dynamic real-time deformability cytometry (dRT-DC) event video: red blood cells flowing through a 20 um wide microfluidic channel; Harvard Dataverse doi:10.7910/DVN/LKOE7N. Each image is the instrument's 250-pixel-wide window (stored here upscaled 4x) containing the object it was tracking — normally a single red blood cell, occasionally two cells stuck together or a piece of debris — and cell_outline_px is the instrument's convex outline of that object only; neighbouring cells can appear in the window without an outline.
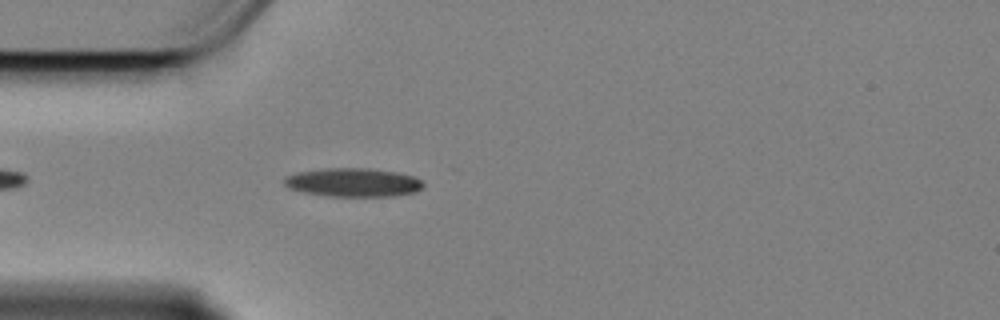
{"species": "Egyptian fruit bat (a non-hibernating species)", "species_latin": "Rousettus aegyptiacus", "temperature_condition": "cold", "stored_images_in_passage": 7, "camera_frame_rate_fps": 3000, "um_per_image_px": 0.085, "animal": {"sex": "female"}, "frame": {"image": 1, "passage_image": 5, "time_ms": 1.333, "image_size_px": [1000, 320], "cell_outline_px": [[424, 188], [416, 192], [392, 196], [332, 196], [304, 192], [292, 188], [284, 184], [284, 180], [288, 176], [296, 172], [328, 168], [368, 168], [400, 172], [416, 176], [424, 180]], "centroid_in_image_um": [30.14, 15.49], "position_along_channel_um": 54.9, "area_um2": 23.29}}